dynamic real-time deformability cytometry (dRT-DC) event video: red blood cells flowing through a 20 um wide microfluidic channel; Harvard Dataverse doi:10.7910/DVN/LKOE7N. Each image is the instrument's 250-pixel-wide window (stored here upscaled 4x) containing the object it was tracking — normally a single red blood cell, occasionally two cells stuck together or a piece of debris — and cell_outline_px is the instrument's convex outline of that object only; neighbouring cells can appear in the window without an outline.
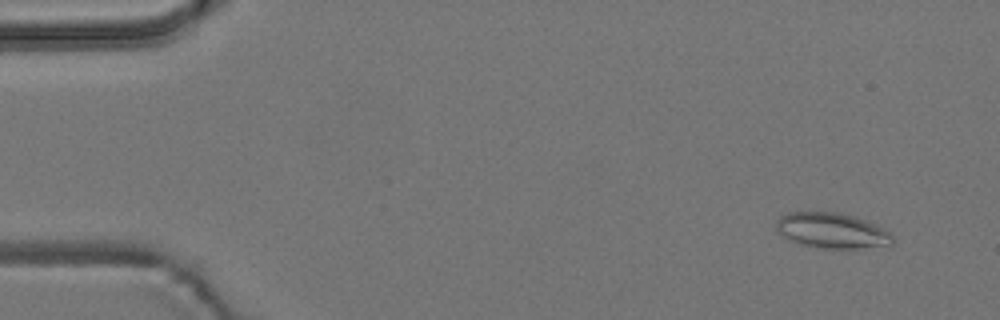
{"species": "common noctule bat (a hibernating species)", "species_latin": "Nyctalus noctula", "temperature_condition": "room temperature", "stored_images_in_passage": 55, "camera_frame_rate_fps": 3000, "um_per_image_px": 0.085, "animal": {"sex": "male", "body_mass_g": 19.2, "forearm_length_mm": 51.8}, "frame": {"image": 1, "passage_image": 4, "time_ms": 1.0, "image_size_px": [1000, 320], "cell_outline_px": [[892, 244], [856, 248], [824, 248], [800, 244], [784, 236], [776, 228], [776, 220], [780, 216], [788, 212], [836, 212], [852, 216], [864, 220], [888, 232], [892, 236]], "centroid_in_image_um": [70.65, 19.59], "position_along_channel_um": 14.4, "area_um2": 23.35}}
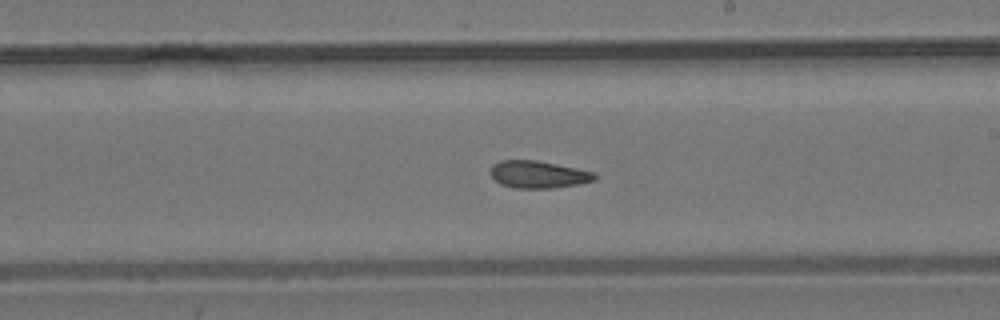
{"frame": {"image": 2, "passage_image": 32, "time_ms": 10.333, "image_size_px": [1000, 320], "cell_outline_px": [[596, 180], [576, 184], [552, 188], [512, 188], [500, 184], [492, 176], [492, 164], [500, 160], [536, 160], [596, 172]], "centroid_in_image_um": [45.76, 14.83], "position_along_channel_um": 243.2, "area_um2": 16.47}}
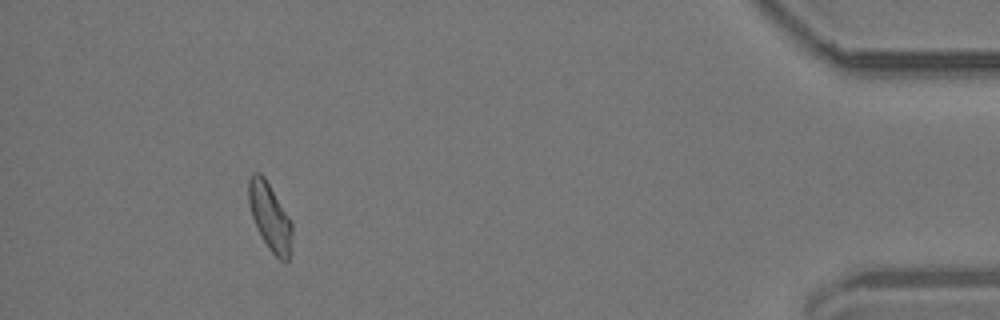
{"frame": {"image": 3, "passage_image": 51, "time_ms": 16.667, "image_size_px": [1000, 320], "cell_outline_px": [[292, 252], [288, 260], [280, 260], [268, 248], [252, 216], [248, 204], [248, 176], [252, 172], [260, 172], [264, 176], [292, 220]], "centroid_in_image_um": [22.96, 18.39], "position_along_channel_um": 412.2, "area_um2": 17.28}, "authors_computed_cell_mechanics": {"area_um2": 17.2822, "velocity_mm_per_s": 3.6935, "shape_relaxation_time_tau1_ms": null, "shape_relaxation_time_tau2_ms": 4.4085, "deformation_change_tau1": null, "deformation_change_tau2": 0.1143}}